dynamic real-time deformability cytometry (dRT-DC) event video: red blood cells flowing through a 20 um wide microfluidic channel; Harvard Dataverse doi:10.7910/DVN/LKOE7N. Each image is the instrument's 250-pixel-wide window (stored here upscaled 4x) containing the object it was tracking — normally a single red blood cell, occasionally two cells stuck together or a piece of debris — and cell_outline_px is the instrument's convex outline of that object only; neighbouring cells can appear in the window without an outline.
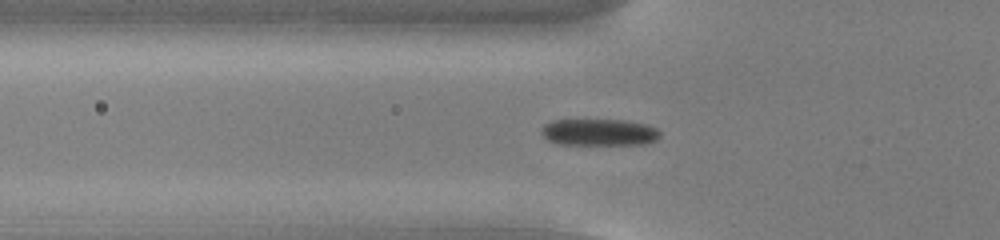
{"species": "common noctule bat (a hibernating species)", "species_latin": "Nyctalus noctula", "temperature_condition": "cold", "stored_images_in_passage": 48, "camera_frame_rate_fps": 3000, "um_per_image_px": 0.085, "animal": {"sex": "male", "body_mass_g": 13.0, "forearm_length_mm": 53.1}, "frame": {"image": 1, "passage_image": 12, "time_ms": 3.667, "image_size_px": [1000, 240], "cell_outline_px": [[660, 136], [656, 140], [644, 144], [556, 144], [548, 140], [540, 132], [540, 128], [544, 124], [552, 120], [628, 120], [648, 124], [656, 128], [660, 132]], "centroid_in_image_um": [50.92, 11.23], "position_along_channel_um": 74.9, "area_um2": 18.67}}
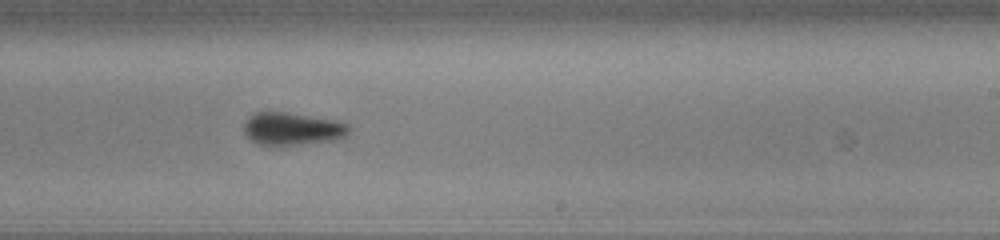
{"frame": {"image": 2, "passage_image": 27, "time_ms": 8.667, "image_size_px": [1000, 240], "cell_outline_px": [[348, 132], [344, 136], [332, 140], [280, 148], [260, 144], [248, 140], [244, 132], [244, 120], [252, 112], [284, 112], [336, 120], [348, 124]], "centroid_in_image_um": [24.75, 10.98], "position_along_channel_um": 264.3, "area_um2": 20.52}}
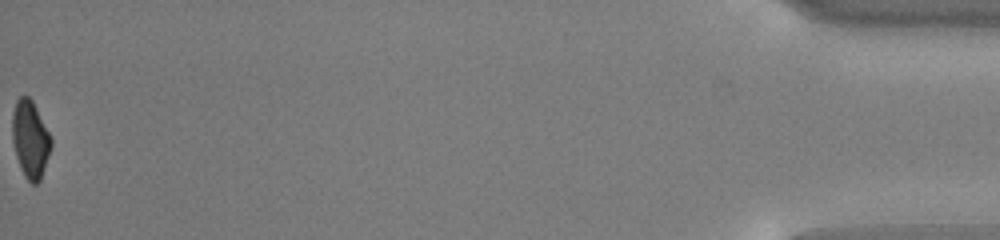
{"frame": {"image": 3, "passage_image": 48, "time_ms": 15.667, "image_size_px": [1000, 240], "cell_outline_px": [[52, 148], [40, 180], [36, 184], [32, 184], [24, 176], [20, 168], [16, 156], [12, 140], [12, 112], [16, 100], [20, 96], [28, 96], [32, 100], [52, 140]], "centroid_in_image_um": [2.56, 11.85], "position_along_channel_um": 432.6, "area_um2": 17.51}, "authors_computed_cell_mechanics": {"area_um2": 19.3341, "velocity_mm_per_s": 3.7899, "shape_relaxation_time_tau1_ms": 3.7444, "shape_relaxation_time_tau2_ms": 9.517, "deformation_change_tau1": 0.1008, "deformation_change_tau2": 0.1046}}